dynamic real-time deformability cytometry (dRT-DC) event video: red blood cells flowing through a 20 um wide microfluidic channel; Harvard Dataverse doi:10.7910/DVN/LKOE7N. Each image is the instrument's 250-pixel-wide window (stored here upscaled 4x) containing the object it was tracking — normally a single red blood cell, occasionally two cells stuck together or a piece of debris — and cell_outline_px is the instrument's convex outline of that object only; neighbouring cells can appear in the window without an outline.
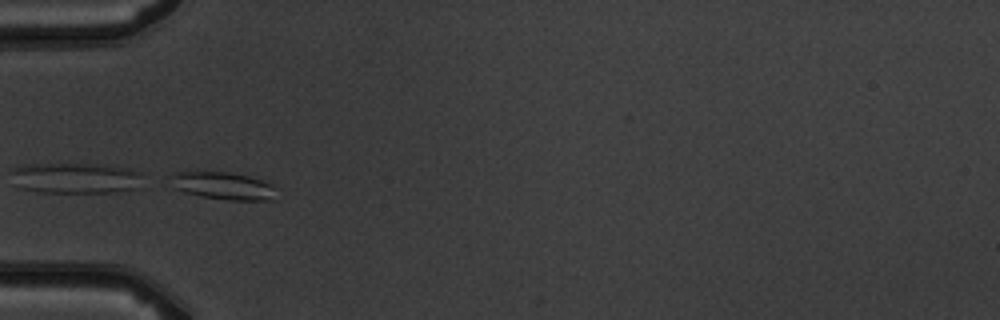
{"species": "common noctule bat (a hibernating species)", "species_latin": "Nyctalus noctula", "temperature_condition": "warm", "stored_images_in_passage": 5, "camera_frame_rate_fps": 3000, "um_per_image_px": 0.085, "animal": {"sex": "male", "body_mass_g": 19.5, "forearm_length_mm": 54.6}, "frame": {"image": 1, "passage_image": 2, "time_ms": 1.333, "image_size_px": [1000, 320], "cell_outline_px": [[272, 200], [228, 200], [200, 196], [184, 192], [176, 188], [168, 176], [172, 172], [196, 168], [228, 172], [248, 176], [272, 184]], "centroid_in_image_um": [18.79, 15.73], "position_along_channel_um": 66.2, "area_um2": 17.4}}
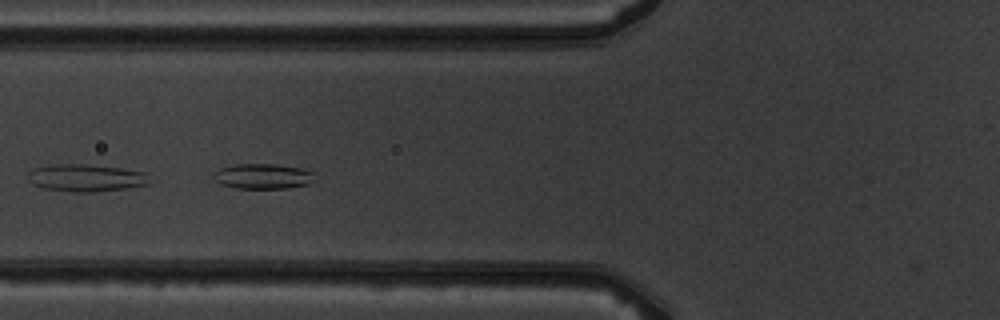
{"frame": {"image": 2, "passage_image": 3, "time_ms": 2.333, "image_size_px": [1000, 320], "cell_outline_px": [[312, 180], [308, 184], [288, 188], [236, 188], [220, 184], [212, 176], [212, 172], [220, 168], [236, 164], [276, 164], [300, 168], [312, 172]], "centroid_in_image_um": [22.28, 14.98], "position_along_channel_um": 103.5, "area_um2": 14.74}}